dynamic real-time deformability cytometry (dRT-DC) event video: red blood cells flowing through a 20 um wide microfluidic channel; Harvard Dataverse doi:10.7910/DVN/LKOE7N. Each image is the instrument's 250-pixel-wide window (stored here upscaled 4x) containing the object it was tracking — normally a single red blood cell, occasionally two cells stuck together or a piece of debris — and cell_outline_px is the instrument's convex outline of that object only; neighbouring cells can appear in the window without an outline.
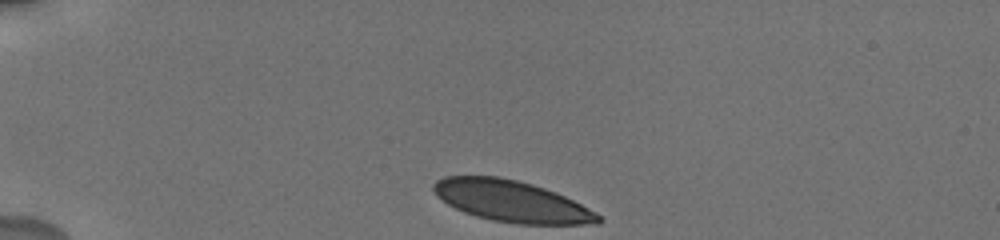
{"species": "human", "species_latin": "Homo sapiens", "temperature_condition": "cold", "stored_images_in_passage": 29, "camera_frame_rate_fps": 3000, "um_per_image_px": 0.085, "donor": {"sex": "male"}, "frame": {"image": 1, "passage_image": 1, "time_ms": 0.0, "image_size_px": [1000, 240], "cell_outline_px": [[604, 220], [600, 224], [516, 224], [492, 220], [476, 216], [464, 212], [448, 204], [436, 196], [432, 188], [432, 184], [436, 180], [444, 176], [500, 176], [532, 184], [556, 192], [596, 212]], "centroid_in_image_um": [43.47, 17.1], "position_along_channel_um": 41.5, "area_um2": 39.71}}
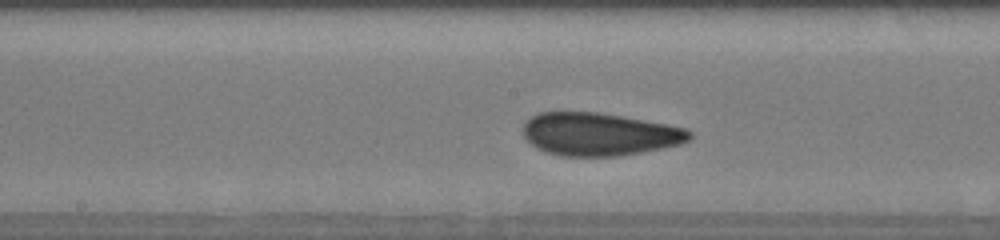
{"frame": {"image": 2, "passage_image": 22, "time_ms": 5.667, "image_size_px": [1000, 240], "cell_outline_px": [[692, 136], [688, 140], [680, 144], [640, 152], [616, 156], [560, 156], [536, 148], [524, 136], [524, 120], [540, 112], [600, 112], [668, 124], [688, 128], [692, 132]], "centroid_in_image_um": [50.94, 11.39], "position_along_channel_um": 197.3, "area_um2": 41.56}}
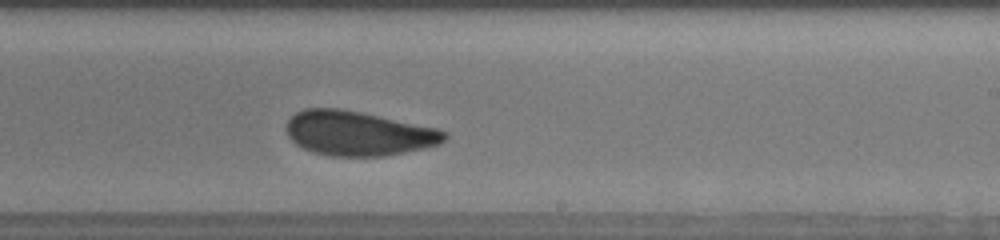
{"frame": {"image": 3, "passage_image": 29, "time_ms": 7.333, "image_size_px": [1000, 240], "cell_outline_px": [[448, 136], [440, 144], [424, 148], [384, 156], [332, 156], [312, 152], [296, 144], [288, 136], [284, 128], [288, 120], [296, 112], [304, 108], [340, 108], [360, 112], [436, 128], [448, 132]], "centroid_in_image_um": [30.42, 11.33], "position_along_channel_um": 258.6, "area_um2": 40.98}}